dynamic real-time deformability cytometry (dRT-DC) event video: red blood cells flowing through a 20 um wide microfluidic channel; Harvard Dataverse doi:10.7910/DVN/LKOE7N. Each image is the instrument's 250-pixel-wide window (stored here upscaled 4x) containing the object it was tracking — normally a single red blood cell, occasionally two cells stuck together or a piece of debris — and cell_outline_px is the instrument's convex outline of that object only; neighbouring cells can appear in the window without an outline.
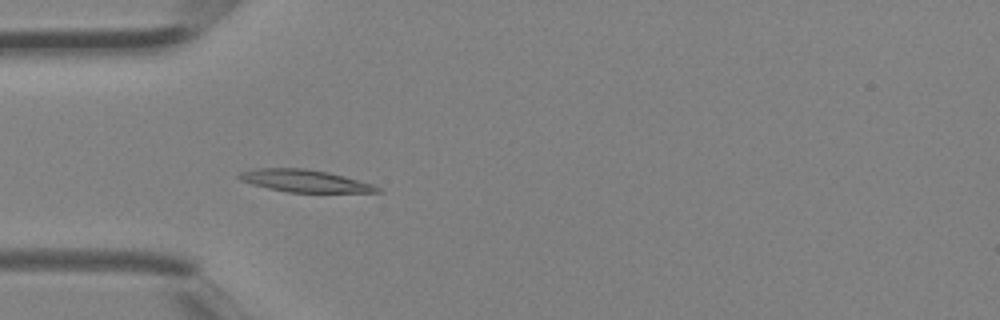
{"species": "Egyptian fruit bat (a non-hibernating species)", "species_latin": "Rousettus aegyptiacus", "temperature_condition": "room temperature", "stored_images_in_passage": 4, "camera_frame_rate_fps": 3000, "um_per_image_px": 0.085, "animal": {"sex": "female"}, "frame": {"image": 1, "passage_image": 4, "time_ms": 1.0, "image_size_px": [1000, 320], "cell_outline_px": [[384, 192], [288, 192], [268, 188], [252, 184], [240, 180], [236, 176], [240, 172], [252, 168], [304, 168], [328, 172], [344, 176], [372, 184], [380, 188]], "centroid_in_image_um": [25.86, 15.37], "position_along_channel_um": 59.1, "area_um2": 17.92}}